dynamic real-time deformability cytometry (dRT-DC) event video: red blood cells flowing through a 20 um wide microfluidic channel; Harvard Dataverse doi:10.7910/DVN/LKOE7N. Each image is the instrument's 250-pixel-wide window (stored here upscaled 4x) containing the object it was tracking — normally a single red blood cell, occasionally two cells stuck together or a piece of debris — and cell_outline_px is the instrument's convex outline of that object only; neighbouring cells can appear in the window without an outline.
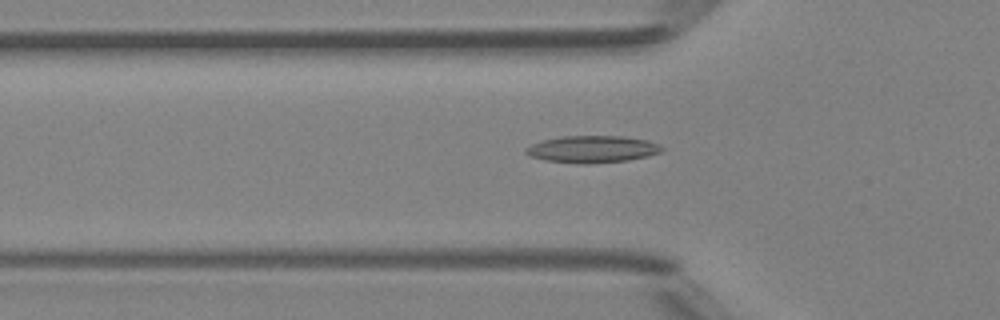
{"species": "Egyptian fruit bat (a non-hibernating species)", "species_latin": "Rousettus aegyptiacus", "temperature_condition": "room temperature", "stored_images_in_passage": 43, "camera_frame_rate_fps": 3000, "um_per_image_px": 0.085, "animal": {"sex": "female"}, "frame": {"image": 1, "passage_image": 17, "time_ms": 5.333, "image_size_px": [1000, 320], "cell_outline_px": [[664, 148], [660, 152], [648, 156], [628, 160], [588, 164], [580, 164], [544, 160], [528, 156], [524, 152], [524, 148], [532, 144], [544, 140], [560, 136], [624, 136], [648, 140], [660, 144]], "centroid_in_image_um": [50.33, 12.68], "position_along_channel_um": 75.5, "area_um2": 21.62}}
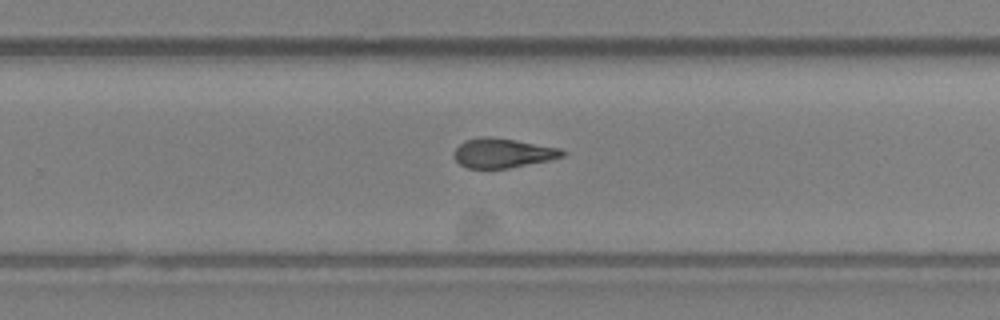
{"frame": {"image": 2, "passage_image": 32, "time_ms": 10.333, "image_size_px": [1000, 320], "cell_outline_px": [[568, 152], [564, 156], [548, 160], [508, 168], [468, 168], [460, 164], [452, 156], [452, 152], [464, 140], [480, 136], [492, 136], [516, 140], [560, 148]], "centroid_in_image_um": [42.7, 12.99], "position_along_channel_um": 287.1, "area_um2": 18.73}}
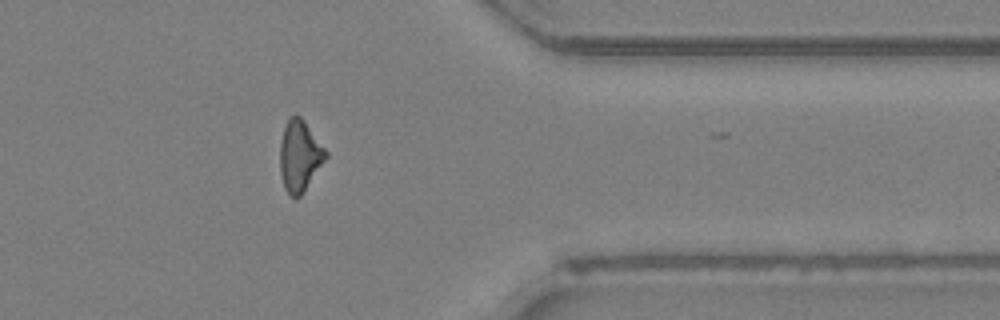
{"frame": {"image": 3, "passage_image": 40, "time_ms": 13.0, "image_size_px": [1000, 320], "cell_outline_px": [[328, 156], [300, 196], [296, 200], [284, 188], [280, 172], [280, 140], [288, 116], [300, 116], [304, 120], [328, 152]], "centroid_in_image_um": [25.46, 13.24], "position_along_channel_um": 385.9, "area_um2": 18.9}, "authors_computed_cell_mechanics": {"area_um2": 19.4208, "velocity_mm_per_s": 4.2484, "shape_relaxation_time_tau1_ms": null, "shape_relaxation_time_tau2_ms": 3.6242, "deformation_change_tau1": null, "deformation_change_tau2": 0.1319}}